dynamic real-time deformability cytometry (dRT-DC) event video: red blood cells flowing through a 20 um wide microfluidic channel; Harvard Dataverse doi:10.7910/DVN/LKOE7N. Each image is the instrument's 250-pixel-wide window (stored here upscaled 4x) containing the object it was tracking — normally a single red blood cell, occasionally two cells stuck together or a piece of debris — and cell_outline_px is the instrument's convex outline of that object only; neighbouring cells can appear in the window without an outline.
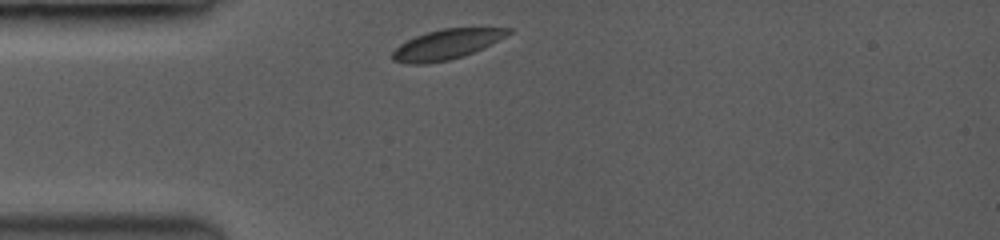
{"species": "common noctule bat (a hibernating species)", "species_latin": "Nyctalus noctula", "temperature_condition": "room temperature", "stored_images_in_passage": 4, "camera_frame_rate_fps": 3500, "um_per_image_px": 0.085, "animal": {"sex": "female", "body_mass_g": 19.0, "forearm_length_mm": 53.3}, "frame": {"image": 1, "passage_image": 1, "time_ms": 0.0, "image_size_px": [1000, 240], "cell_outline_px": [[512, 32], [472, 52], [448, 60], [424, 64], [412, 64], [392, 60], [392, 52], [400, 44], [416, 36], [428, 32], [444, 28], [512, 28]], "centroid_in_image_um": [37.9, 3.77], "position_along_channel_um": 47.1, "area_um2": 19.54}}
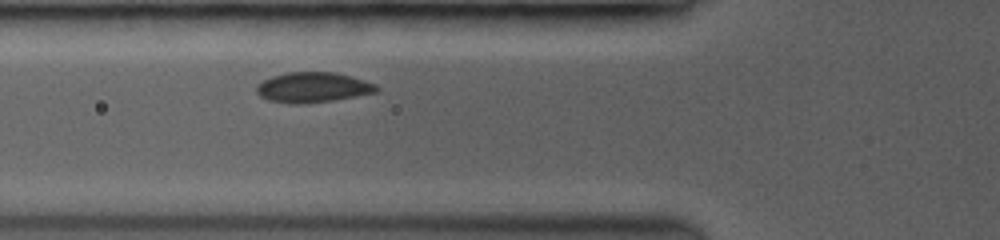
{"frame": {"image": 2, "passage_image": 4, "time_ms": 1.714, "image_size_px": [1000, 240], "cell_outline_px": [[380, 88], [376, 92], [332, 100], [296, 104], [272, 100], [260, 96], [256, 92], [256, 88], [264, 80], [272, 76], [288, 72], [336, 72], [364, 80], [376, 84]], "centroid_in_image_um": [26.62, 7.41], "position_along_channel_um": 99.2, "area_um2": 20.69}}